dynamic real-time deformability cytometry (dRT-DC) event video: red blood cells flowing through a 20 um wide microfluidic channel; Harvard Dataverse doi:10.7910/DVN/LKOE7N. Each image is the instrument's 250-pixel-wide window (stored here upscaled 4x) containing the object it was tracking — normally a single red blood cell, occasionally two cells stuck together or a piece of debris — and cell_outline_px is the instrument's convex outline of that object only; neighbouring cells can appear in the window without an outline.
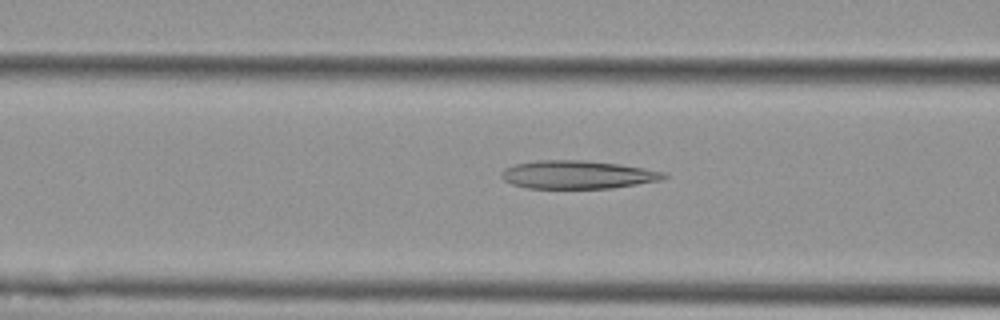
{"species": "Egyptian fruit bat (a non-hibernating species)", "species_latin": "Rousettus aegyptiacus", "temperature_condition": "cold", "stored_images_in_passage": 38, "camera_frame_rate_fps": 3000, "um_per_image_px": 0.085, "animal": {"sex": "female"}, "frame": {"image": 1, "passage_image": 5, "time_ms": 1.333, "image_size_px": [1000, 320], "cell_outline_px": [[668, 176], [660, 180], [612, 188], [528, 188], [512, 184], [504, 180], [500, 176], [500, 172], [504, 168], [516, 164], [536, 160], [584, 160], [620, 164], [668, 172]], "centroid_in_image_um": [49.09, 14.84], "position_along_channel_um": 117.5, "area_um2": 26.76}}
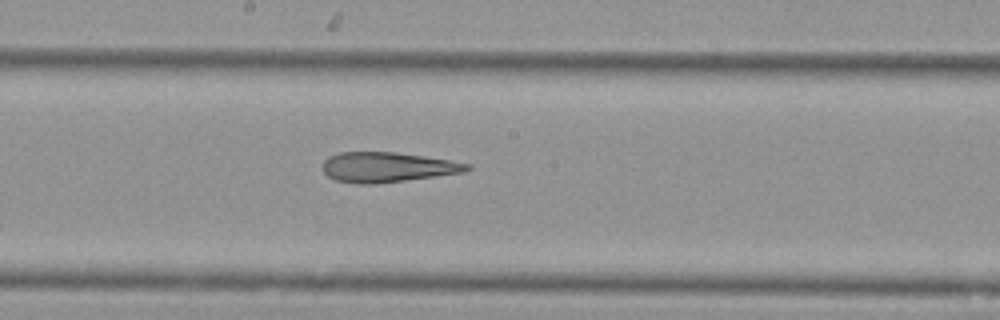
{"frame": {"image": 2, "passage_image": 13, "time_ms": 4.0, "image_size_px": [1000, 320], "cell_outline_px": [[472, 168], [464, 172], [436, 176], [372, 184], [360, 184], [336, 180], [328, 176], [324, 172], [324, 160], [328, 156], [340, 152], [396, 152], [424, 156], [472, 164]], "centroid_in_image_um": [32.93, 14.2], "position_along_channel_um": 215.3, "area_um2": 25.03}}
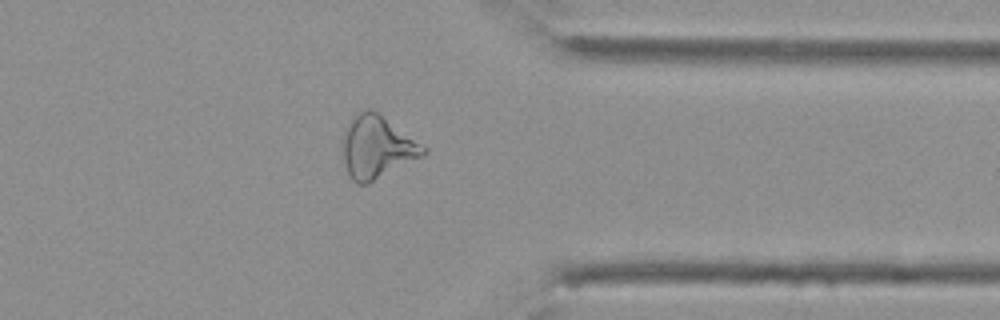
{"frame": {"image": 3, "passage_image": 27, "time_ms": 8.667, "image_size_px": [1000, 320], "cell_outline_px": [[428, 152], [424, 156], [368, 184], [356, 184], [352, 180], [344, 164], [340, 152], [344, 132], [352, 116], [360, 108], [372, 108], [428, 148]], "centroid_in_image_um": [32.01, 12.5], "position_along_channel_um": 379.4, "area_um2": 30.06}, "authors_computed_cell_mechanics": {"area_um2": 26.6169, "velocity_mm_per_s": 3.6693, "shape_relaxation_time_tau1_ms": null, "shape_relaxation_time_tau2_ms": 5.1029, "deformation_change_tau1": null, "deformation_change_tau2": 0.1895}}